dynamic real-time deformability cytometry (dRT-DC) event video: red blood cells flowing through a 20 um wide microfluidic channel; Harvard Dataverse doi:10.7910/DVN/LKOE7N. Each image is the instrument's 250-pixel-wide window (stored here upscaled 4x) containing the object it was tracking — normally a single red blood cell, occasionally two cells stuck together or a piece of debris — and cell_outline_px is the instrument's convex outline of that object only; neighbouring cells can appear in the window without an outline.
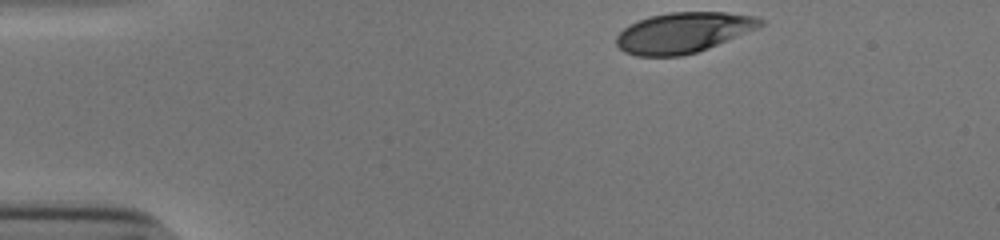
{"species": "human", "species_latin": "Homo sapiens", "temperature_condition": "cold", "stored_images_in_passage": 35, "camera_frame_rate_fps": 3000, "um_per_image_px": 0.085, "donor": {"sex": "male"}, "frame": {"image": 1, "passage_image": 1, "time_ms": 0.0, "image_size_px": [1000, 240], "cell_outline_px": [[764, 24], [756, 28], [708, 48], [696, 52], [680, 56], [636, 56], [624, 52], [616, 44], [616, 36], [628, 24], [648, 16], [668, 12], [724, 12], [756, 16], [764, 20]], "centroid_in_image_um": [58.03, 2.76], "position_along_channel_um": 27.0, "area_um2": 33.87}}
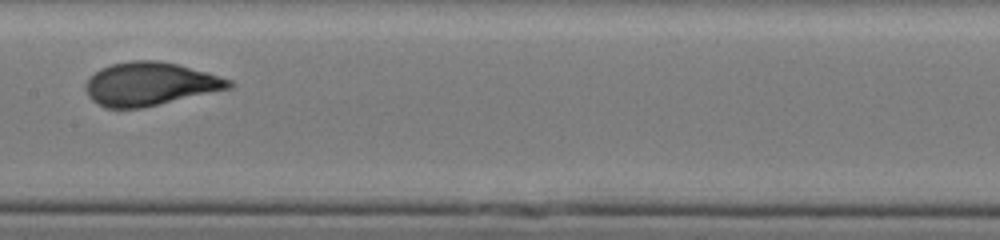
{"frame": {"image": 2, "passage_image": 20, "time_ms": 6.333, "image_size_px": [1000, 240], "cell_outline_px": [[236, 84], [232, 88], [144, 108], [108, 108], [92, 100], [88, 96], [84, 88], [84, 84], [100, 68], [112, 64], [132, 60], [160, 60], [208, 72], [232, 80]], "centroid_in_image_um": [12.78, 7.14], "position_along_channel_um": 194.6, "area_um2": 36.36}}
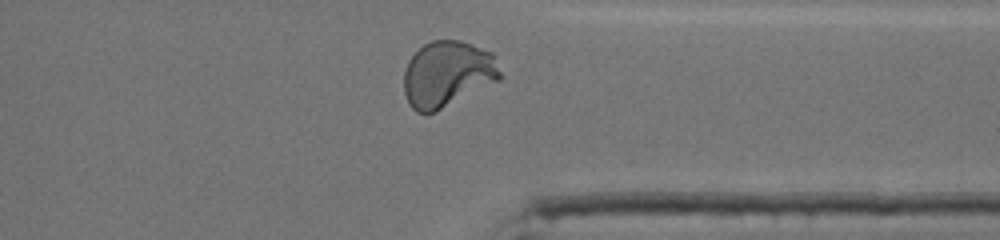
{"frame": {"image": 3, "passage_image": 34, "time_ms": 11.0, "image_size_px": [1000, 240], "cell_outline_px": [[500, 80], [436, 112], [416, 112], [408, 104], [404, 92], [404, 72], [408, 60], [424, 44], [432, 40], [460, 40], [492, 52], [500, 72]], "centroid_in_image_um": [38.01, 6.3], "position_along_channel_um": 373.4, "area_um2": 36.99}, "authors_computed_cell_mechanics": {"area_um2": 35.3736, "velocity_mm_per_s": 3.8661, "shape_relaxation_time_tau1_ms": 3.8082, "shape_relaxation_time_tau2_ms": null, "deformation_change_tau1": 0.195, "deformation_change_tau2": null}}